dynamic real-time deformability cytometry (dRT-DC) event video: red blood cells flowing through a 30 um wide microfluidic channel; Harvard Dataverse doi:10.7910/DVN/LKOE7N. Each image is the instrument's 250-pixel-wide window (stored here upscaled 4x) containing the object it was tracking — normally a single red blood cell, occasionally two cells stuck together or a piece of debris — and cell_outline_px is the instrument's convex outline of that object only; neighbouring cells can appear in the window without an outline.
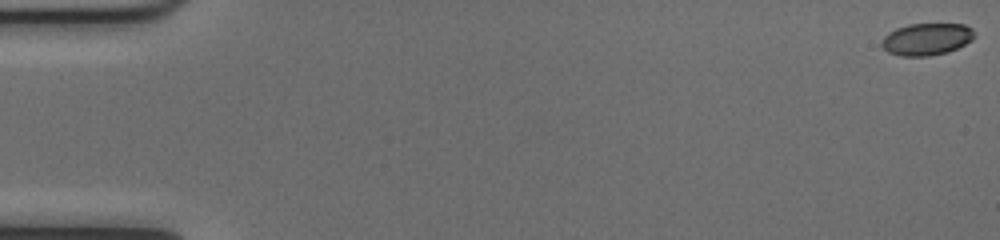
{"species": "common noctule bat (a hibernating species)", "species_latin": "Nyctalus noctula", "temperature_condition": "cold", "stored_images_in_passage": 53, "camera_frame_rate_fps": 3000, "um_per_image_px": 0.085, "animal": {"sex": "female", "body_mass_g": 17.0, "forearm_length_mm": 48.0}, "frame": {"image": 1, "passage_image": 1, "time_ms": 0.0, "image_size_px": [1000, 240], "cell_outline_px": [[976, 36], [972, 40], [948, 52], [928, 56], [900, 56], [888, 52], [880, 44], [880, 40], [888, 32], [896, 28], [908, 24], [964, 24], [972, 28]], "centroid_in_image_um": [78.74, 3.32], "position_along_channel_um": 6.3, "area_um2": 17.46}}
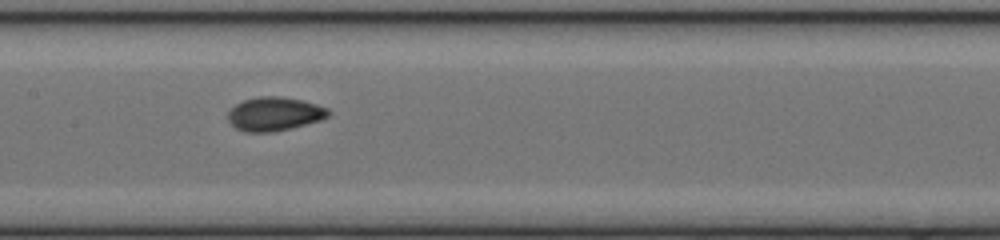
{"frame": {"image": 2, "passage_image": 27, "time_ms": 8.667, "image_size_px": [1000, 240], "cell_outline_px": [[332, 112], [328, 116], [320, 120], [292, 128], [276, 132], [244, 132], [236, 128], [228, 120], [228, 112], [236, 104], [244, 100], [260, 96], [280, 96], [300, 100], [316, 104], [328, 108]], "centroid_in_image_um": [23.34, 9.69], "position_along_channel_um": 184.1, "area_um2": 19.77}}
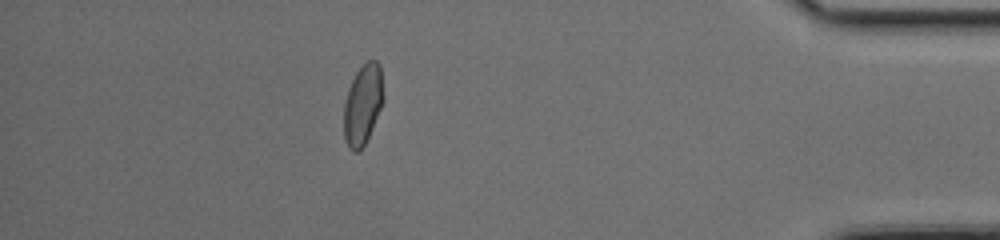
{"frame": {"image": 3, "passage_image": 47, "time_ms": 15.333, "image_size_px": [1000, 240], "cell_outline_px": [[384, 100], [372, 128], [360, 152], [352, 152], [348, 148], [344, 136], [344, 104], [348, 88], [356, 72], [368, 60], [376, 60], [380, 64], [384, 96]], "centroid_in_image_um": [30.84, 8.89], "position_along_channel_um": 404.4, "area_um2": 18.55}, "authors_computed_cell_mechanics": {"area_um2": 18.496, "velocity_mm_per_s": 4.0034, "shape_relaxation_time_tau1_ms": 6.3098, "shape_relaxation_time_tau2_ms": 1.0793, "deformation_change_tau1": 0.159, "deformation_change_tau2": 0.0456}}